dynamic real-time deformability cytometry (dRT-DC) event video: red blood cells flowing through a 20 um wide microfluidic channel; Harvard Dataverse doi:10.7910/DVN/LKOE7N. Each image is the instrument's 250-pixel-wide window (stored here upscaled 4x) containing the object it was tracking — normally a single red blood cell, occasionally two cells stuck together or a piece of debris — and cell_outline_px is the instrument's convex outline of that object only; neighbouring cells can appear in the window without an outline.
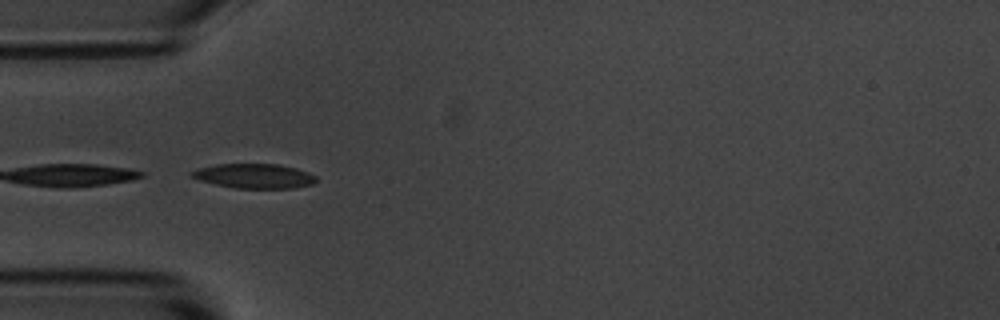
{"species": "common noctule bat (a hibernating species)", "species_latin": "Nyctalus noctula", "temperature_condition": "room temperature", "stored_images_in_passage": 7, "camera_frame_rate_fps": 3000, "um_per_image_px": 0.085, "animal": {"sex": "male", "body_mass_g": 20.1, "forearm_length_mm": 53.5}, "frame": {"image": 1, "passage_image": 4, "time_ms": 3.333, "image_size_px": [1000, 320], "cell_outline_px": [[316, 180], [312, 184], [292, 188], [236, 188], [216, 184], [200, 180], [188, 176], [188, 172], [196, 168], [216, 164], [280, 164], [296, 168], [308, 172], [316, 176]], "centroid_in_image_um": [21.56, 14.95], "position_along_channel_um": 63.4, "area_um2": 17.92}}
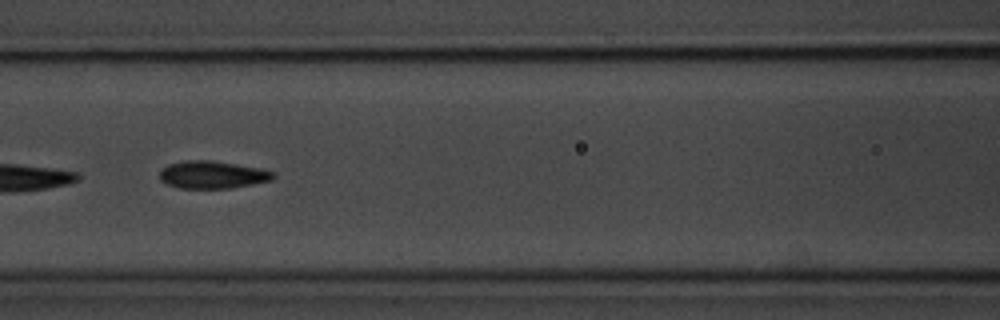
{"frame": {"image": 2, "passage_image": 6, "time_ms": 5.667, "image_size_px": [1000, 320], "cell_outline_px": [[276, 176], [272, 180], [232, 188], [180, 188], [168, 184], [160, 180], [160, 172], [168, 164], [184, 160], [212, 160], [264, 168], [276, 172]], "centroid_in_image_um": [18.12, 14.84], "position_along_channel_um": 148.5, "area_um2": 18.44}}
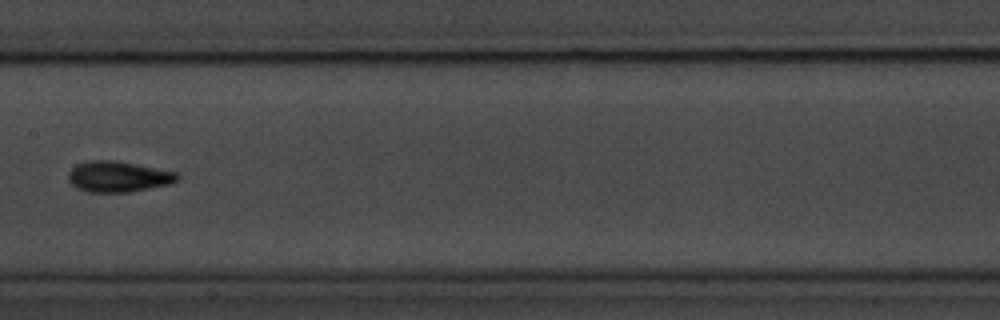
{"frame": {"image": 3, "passage_image": 7, "time_ms": 7.0, "image_size_px": [1000, 320], "cell_outline_px": [[180, 176], [176, 180], [168, 184], [128, 192], [88, 192], [76, 188], [68, 180], [68, 172], [76, 164], [88, 160], [116, 160], [176, 172]], "centroid_in_image_um": [9.99, 15.0], "position_along_channel_um": 197.4, "area_um2": 19.48}}